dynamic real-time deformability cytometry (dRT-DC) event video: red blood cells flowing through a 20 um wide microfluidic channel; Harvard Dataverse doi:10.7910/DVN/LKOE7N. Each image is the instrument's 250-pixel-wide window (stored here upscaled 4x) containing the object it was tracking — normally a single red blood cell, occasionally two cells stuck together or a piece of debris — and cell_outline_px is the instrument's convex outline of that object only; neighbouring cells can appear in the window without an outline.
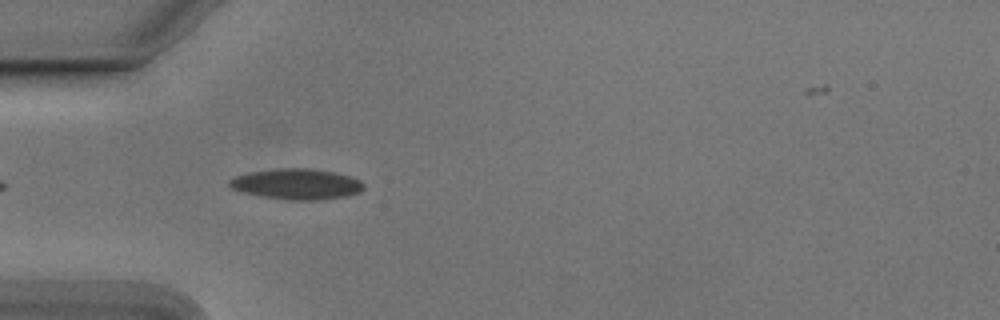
{"species": "Egyptian fruit bat (a non-hibernating species)", "species_latin": "Rousettus aegyptiacus", "temperature_condition": "cold", "stored_images_in_passage": 8, "camera_frame_rate_fps": 3000, "um_per_image_px": 0.085, "animal": {"sex": "male"}, "frame": {"image": 1, "passage_image": 4, "time_ms": 1.0, "image_size_px": [1000, 320], "cell_outline_px": [[364, 188], [360, 192], [344, 196], [320, 200], [288, 200], [260, 196], [244, 192], [232, 188], [228, 184], [228, 180], [236, 176], [248, 172], [276, 168], [312, 168], [336, 172], [360, 180], [364, 184]], "centroid_in_image_um": [25.21, 15.64], "position_along_channel_um": 59.8, "area_um2": 24.1}}
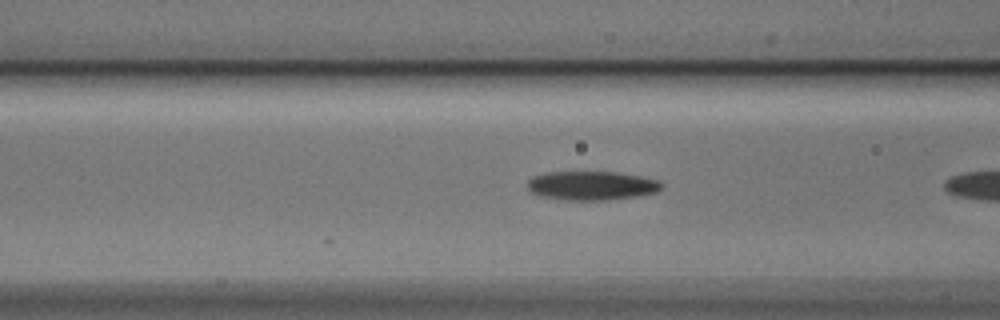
{"frame": {"image": 2, "passage_image": 6, "time_ms": 1.667, "image_size_px": [1000, 320], "cell_outline_px": [[664, 184], [656, 192], [640, 196], [608, 200], [560, 200], [540, 196], [532, 192], [528, 188], [528, 180], [532, 176], [548, 172], [612, 172], [640, 176], [660, 180]], "centroid_in_image_um": [50.29, 15.78], "position_along_channel_um": 116.3, "area_um2": 22.77}}